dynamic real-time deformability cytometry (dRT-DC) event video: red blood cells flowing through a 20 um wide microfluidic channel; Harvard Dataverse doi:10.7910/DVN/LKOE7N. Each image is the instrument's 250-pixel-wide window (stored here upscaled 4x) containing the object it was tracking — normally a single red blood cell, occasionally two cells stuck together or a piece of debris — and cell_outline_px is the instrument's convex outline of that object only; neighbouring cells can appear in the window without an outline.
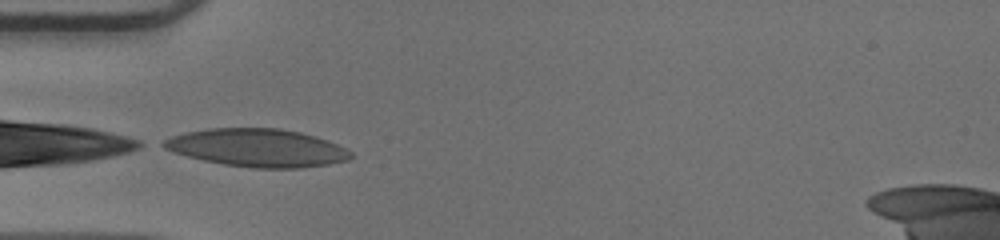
{"species": "human", "species_latin": "Homo sapiens", "temperature_condition": "warm", "stored_images_in_passage": 24, "camera_frame_rate_fps": 3000, "um_per_image_px": 0.085, "donor": {"sex": "male"}, "frame": {"image": 1, "passage_image": 1, "time_ms": 0.0, "image_size_px": [1000, 240], "cell_outline_px": [[352, 156], [348, 160], [328, 164], [300, 168], [252, 168], [224, 164], [204, 160], [188, 156], [164, 148], [156, 144], [172, 136], [188, 132], [208, 128], [280, 128], [300, 132], [336, 144], [352, 152]], "centroid_in_image_um": [21.84, 12.56], "position_along_channel_um": 63.2, "area_um2": 41.04}}
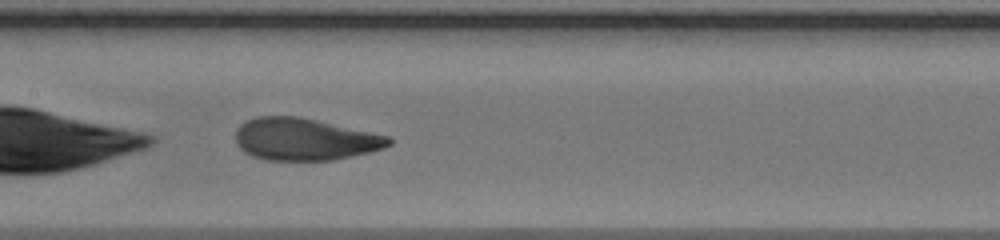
{"frame": {"image": 2, "passage_image": 10, "time_ms": 3.0, "image_size_px": [1000, 240], "cell_outline_px": [[392, 144], [384, 148], [368, 152], [332, 160], [268, 160], [252, 156], [244, 152], [236, 144], [236, 128], [240, 124], [256, 116], [300, 116], [388, 136], [392, 140]], "centroid_in_image_um": [25.86, 11.83], "position_along_channel_um": 181.5, "area_um2": 37.57}}
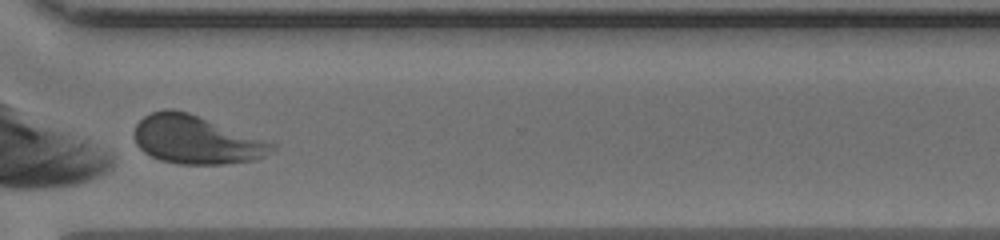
{"frame": {"image": 3, "passage_image": 23, "time_ms": 7.333, "image_size_px": [1000, 240], "cell_outline_px": [[280, 144], [272, 152], [256, 160], [224, 164], [180, 164], [160, 160], [144, 152], [136, 144], [132, 132], [136, 124], [144, 116], [152, 112], [164, 108], [172, 108], [188, 112], [272, 140]], "centroid_in_image_um": [16.75, 11.86], "position_along_channel_um": 353.9, "area_um2": 39.77}, "authors_computed_cell_mechanics": {"area_um2": 38.5526, "velocity_mm_per_s": 3.9787, "shape_relaxation_time_tau1_ms": 3.458, "shape_relaxation_time_tau2_ms": 0.6813, "deformation_change_tau1": 0.1698, "deformation_change_tau2": 0.0617}}